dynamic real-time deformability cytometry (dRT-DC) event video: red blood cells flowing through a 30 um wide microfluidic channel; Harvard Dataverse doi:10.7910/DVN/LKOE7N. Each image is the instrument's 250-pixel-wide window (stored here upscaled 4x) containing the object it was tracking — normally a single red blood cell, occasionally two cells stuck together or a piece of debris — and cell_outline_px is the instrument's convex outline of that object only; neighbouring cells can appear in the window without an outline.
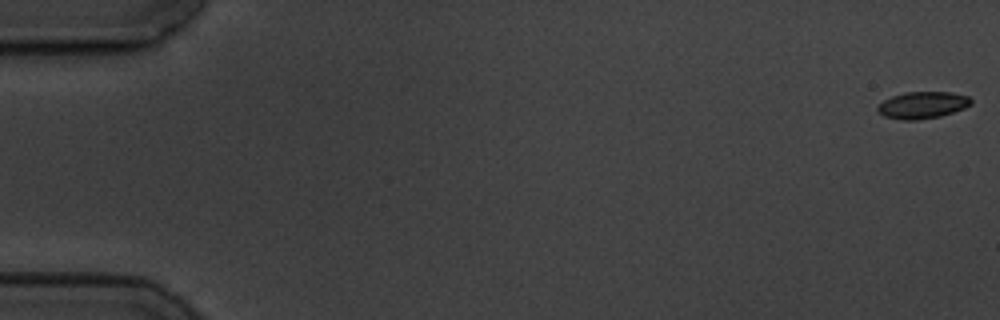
{"species": "common noctule bat (a hibernating species)", "species_latin": "Nyctalus noctula", "temperature_condition": "cold", "stored_images_in_passage": 5, "camera_frame_rate_fps": 3000, "um_per_image_px": 0.085, "animal": {"sex": "male", "body_mass_g": 19.5, "forearm_length_mm": 54.6}, "frame": {"image": 1, "passage_image": 1, "time_ms": 0.0, "image_size_px": [1000, 320], "cell_outline_px": [[972, 104], [964, 108], [940, 116], [916, 120], [900, 120], [884, 116], [876, 108], [884, 100], [892, 96], [904, 92], [952, 92], [968, 96], [972, 100]], "centroid_in_image_um": [78.42, 8.92], "position_along_channel_um": 6.6, "area_um2": 14.57}}
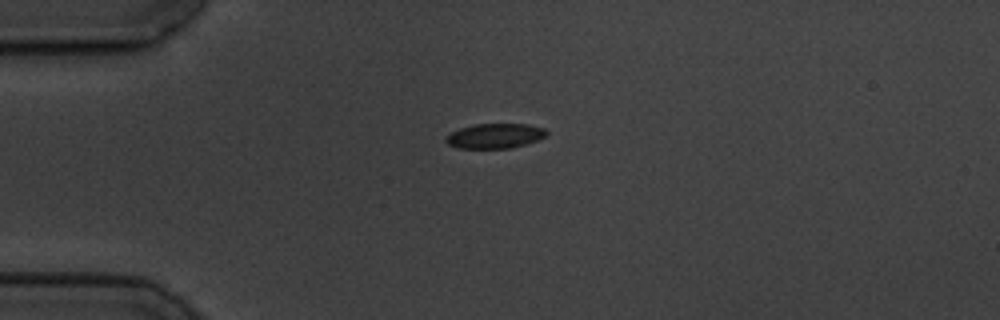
{"frame": {"image": 2, "passage_image": 4, "time_ms": 4.667, "image_size_px": [1000, 320], "cell_outline_px": [[548, 132], [544, 136], [536, 140], [512, 148], [456, 148], [448, 144], [444, 140], [444, 136], [460, 128], [472, 124], [528, 124], [544, 128]], "centroid_in_image_um": [42.01, 11.55], "position_along_channel_um": 43.0, "area_um2": 14.57}}